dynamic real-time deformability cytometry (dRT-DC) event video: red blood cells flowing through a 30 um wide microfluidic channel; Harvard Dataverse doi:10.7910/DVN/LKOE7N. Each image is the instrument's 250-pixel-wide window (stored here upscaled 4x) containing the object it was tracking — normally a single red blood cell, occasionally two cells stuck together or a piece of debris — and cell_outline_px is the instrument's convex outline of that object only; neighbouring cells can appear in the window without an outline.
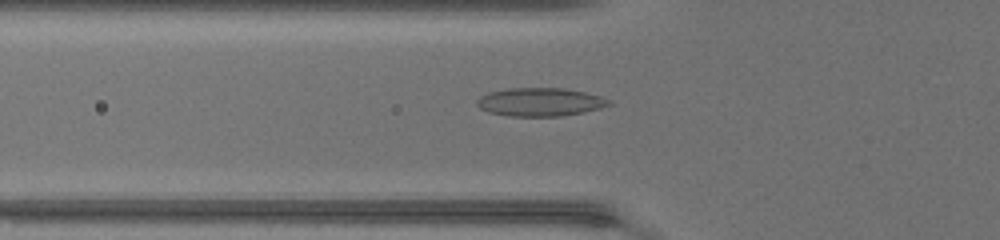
{"species": "common noctule bat (a hibernating species)", "species_latin": "Nyctalus noctula", "temperature_condition": "warm", "stored_images_in_passage": 39, "camera_frame_rate_fps": 3000, "um_per_image_px": 0.085, "animal": {"sex": "female", "body_mass_g": 17.0, "forearm_length_mm": 48.0}, "frame": {"image": 1, "passage_image": 9, "time_ms": 2.667, "image_size_px": [1000, 240], "cell_outline_px": [[612, 104], [600, 108], [584, 112], [560, 116], [508, 116], [488, 112], [480, 108], [476, 104], [476, 100], [480, 96], [488, 92], [508, 88], [564, 88], [584, 92], [600, 96], [612, 100]], "centroid_in_image_um": [45.9, 8.67], "position_along_channel_um": 79.9, "area_um2": 21.91}}
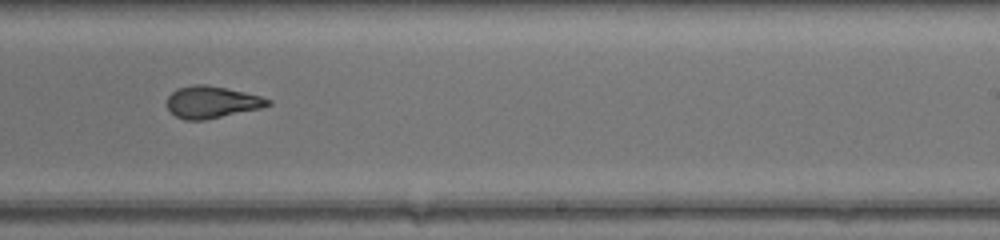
{"frame": {"image": 2, "passage_image": 22, "time_ms": 7.0, "image_size_px": [1000, 240], "cell_outline_px": [[272, 104], [260, 108], [204, 120], [184, 120], [176, 116], [168, 108], [168, 96], [176, 88], [192, 84], [204, 84], [244, 92], [260, 96], [272, 100]], "centroid_in_image_um": [17.99, 8.67], "position_along_channel_um": 271.0, "area_um2": 18.61}}
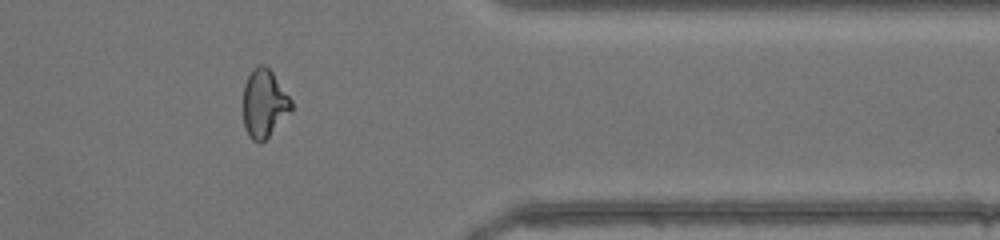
{"frame": {"image": 3, "passage_image": 31, "time_ms": 10.0, "image_size_px": [1000, 240], "cell_outline_px": [[292, 108], [268, 136], [260, 144], [252, 140], [248, 136], [244, 128], [244, 84], [252, 68], [256, 64], [264, 64], [272, 72], [292, 100]], "centroid_in_image_um": [22.43, 8.77], "position_along_channel_um": 389.0, "area_um2": 18.9}, "authors_computed_cell_mechanics": {"area_um2": 19.5942, "velocity_mm_per_s": 4.395, "shape_relaxation_time_tau1_ms": null, "shape_relaxation_time_tau2_ms": 1.0617, "deformation_change_tau1": null, "deformation_change_tau2": 0.0752}}